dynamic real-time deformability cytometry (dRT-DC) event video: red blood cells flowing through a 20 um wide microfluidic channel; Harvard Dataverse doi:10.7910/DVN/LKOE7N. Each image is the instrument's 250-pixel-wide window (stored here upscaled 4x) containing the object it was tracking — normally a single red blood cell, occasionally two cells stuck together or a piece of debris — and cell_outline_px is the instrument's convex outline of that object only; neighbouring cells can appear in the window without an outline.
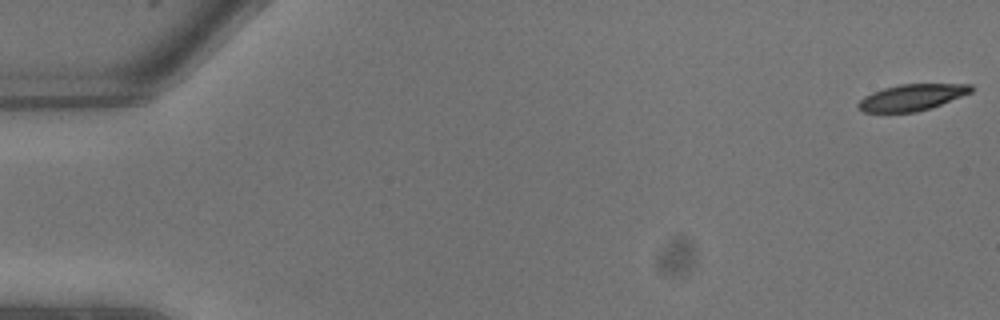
{"species": "common noctule bat (a hibernating species)", "species_latin": "Nyctalus noctula", "temperature_condition": "warm", "stored_images_in_passage": 6, "camera_frame_rate_fps": 3000, "um_per_image_px": 0.085, "animal": {"sex": "male", "body_mass_g": 13.3}, "frame": {"image": 1, "passage_image": 1, "time_ms": 0.0, "image_size_px": [1000, 320], "cell_outline_px": [[976, 88], [972, 92], [932, 108], [916, 112], [864, 112], [856, 108], [856, 104], [864, 96], [872, 92], [884, 88], [900, 84], [972, 84]], "centroid_in_image_um": [77.52, 8.28], "position_along_channel_um": 7.5, "area_um2": 17.51}}